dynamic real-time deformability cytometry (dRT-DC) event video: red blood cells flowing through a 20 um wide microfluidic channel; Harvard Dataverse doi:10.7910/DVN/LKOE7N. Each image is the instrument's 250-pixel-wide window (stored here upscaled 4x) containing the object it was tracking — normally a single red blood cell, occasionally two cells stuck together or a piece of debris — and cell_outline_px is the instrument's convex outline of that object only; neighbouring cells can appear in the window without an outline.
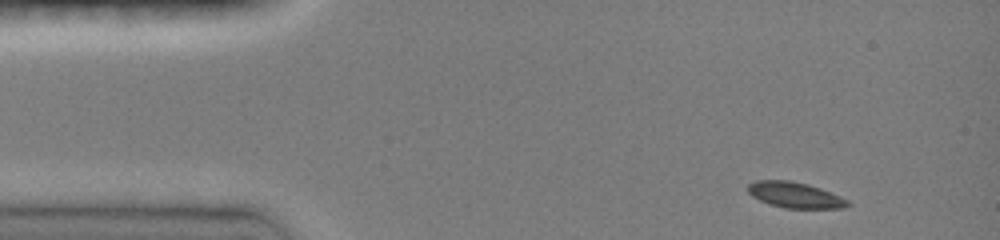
{"species": "common noctule bat (a hibernating species)", "species_latin": "Nyctalus noctula", "temperature_condition": "room temperature", "stored_images_in_passage": 42, "camera_frame_rate_fps": 3000, "um_per_image_px": 0.085, "animal": {"sex": "female", "body_mass_g": 19.0, "forearm_length_mm": 51.5}, "frame": {"image": 1, "passage_image": 2, "time_ms": 0.333, "image_size_px": [1000, 240], "cell_outline_px": [[852, 204], [844, 208], [784, 208], [760, 200], [752, 196], [748, 192], [748, 184], [756, 180], [788, 180], [808, 184], [820, 188], [840, 196], [848, 200]], "centroid_in_image_um": [67.59, 16.57], "position_along_channel_um": 17.4, "area_um2": 14.91}}
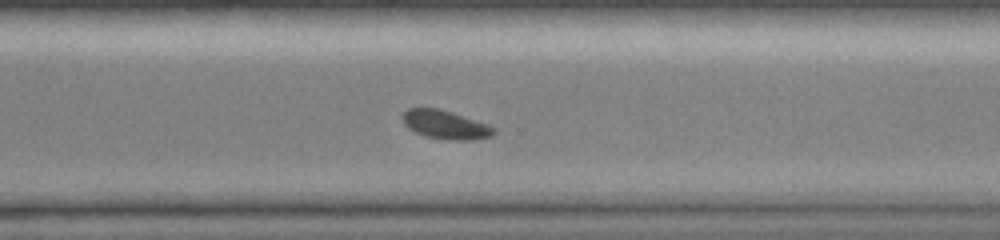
{"frame": {"image": 2, "passage_image": 31, "time_ms": 10.0, "image_size_px": [1000, 240], "cell_outline_px": [[496, 132], [492, 136], [468, 140], [448, 140], [424, 136], [408, 128], [404, 124], [404, 112], [408, 108], [440, 108], [488, 124], [496, 128]], "centroid_in_image_um": [37.89, 10.6], "position_along_channel_um": 332.7, "area_um2": 15.2}}
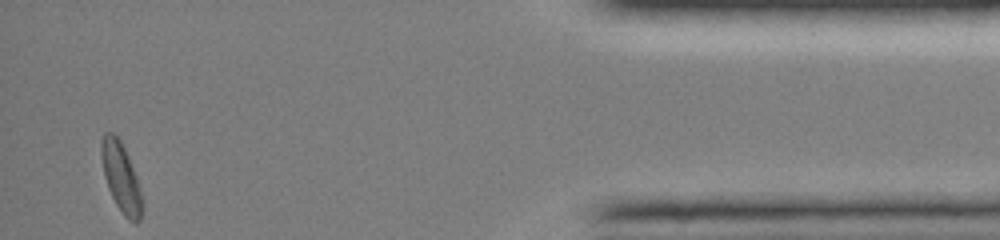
{"frame": {"image": 3, "passage_image": 42, "time_ms": 13.667, "image_size_px": [1000, 240], "cell_outline_px": [[144, 208], [140, 220], [136, 224], [128, 220], [124, 216], [116, 204], [108, 188], [104, 176], [100, 152], [100, 140], [104, 132], [112, 132], [120, 140], [128, 156], [136, 176]], "centroid_in_image_um": [10.28, 15.09], "position_along_channel_um": 424.9, "area_um2": 16.53}, "authors_computed_cell_mechanics": {"area_um2": 15.4326, "velocity_mm_per_s": 4.0724, "shape_relaxation_time_tau1_ms": 4.0013, "shape_relaxation_time_tau2_ms": null, "deformation_change_tau1": 0.1388, "deformation_change_tau2": null}}